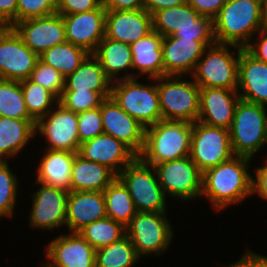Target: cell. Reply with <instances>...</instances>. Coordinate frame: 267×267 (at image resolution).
<instances>
[{
	"label": "cell",
	"mask_w": 267,
	"mask_h": 267,
	"mask_svg": "<svg viewBox=\"0 0 267 267\" xmlns=\"http://www.w3.org/2000/svg\"><path fill=\"white\" fill-rule=\"evenodd\" d=\"M251 160L243 156H233L230 160L206 170L202 177L201 197L208 198L216 211L250 197L253 177L248 169Z\"/></svg>",
	"instance_id": "cell-1"
},
{
	"label": "cell",
	"mask_w": 267,
	"mask_h": 267,
	"mask_svg": "<svg viewBox=\"0 0 267 267\" xmlns=\"http://www.w3.org/2000/svg\"><path fill=\"white\" fill-rule=\"evenodd\" d=\"M261 22L262 0H228L213 19L215 41L246 48Z\"/></svg>",
	"instance_id": "cell-2"
},
{
	"label": "cell",
	"mask_w": 267,
	"mask_h": 267,
	"mask_svg": "<svg viewBox=\"0 0 267 267\" xmlns=\"http://www.w3.org/2000/svg\"><path fill=\"white\" fill-rule=\"evenodd\" d=\"M192 129L193 123L188 121H158L146 128L144 148L138 157L154 167L189 156Z\"/></svg>",
	"instance_id": "cell-3"
},
{
	"label": "cell",
	"mask_w": 267,
	"mask_h": 267,
	"mask_svg": "<svg viewBox=\"0 0 267 267\" xmlns=\"http://www.w3.org/2000/svg\"><path fill=\"white\" fill-rule=\"evenodd\" d=\"M266 107L239 99L229 129L231 148L235 156L252 159L267 145Z\"/></svg>",
	"instance_id": "cell-4"
},
{
	"label": "cell",
	"mask_w": 267,
	"mask_h": 267,
	"mask_svg": "<svg viewBox=\"0 0 267 267\" xmlns=\"http://www.w3.org/2000/svg\"><path fill=\"white\" fill-rule=\"evenodd\" d=\"M236 48L237 55L229 51ZM242 48L236 45L215 43L207 46L191 74L200 88H226L237 90L239 56Z\"/></svg>",
	"instance_id": "cell-5"
},
{
	"label": "cell",
	"mask_w": 267,
	"mask_h": 267,
	"mask_svg": "<svg viewBox=\"0 0 267 267\" xmlns=\"http://www.w3.org/2000/svg\"><path fill=\"white\" fill-rule=\"evenodd\" d=\"M184 76L165 75L157 78L159 105L163 120H198L201 88L193 81H183Z\"/></svg>",
	"instance_id": "cell-6"
},
{
	"label": "cell",
	"mask_w": 267,
	"mask_h": 267,
	"mask_svg": "<svg viewBox=\"0 0 267 267\" xmlns=\"http://www.w3.org/2000/svg\"><path fill=\"white\" fill-rule=\"evenodd\" d=\"M136 79L129 78L112 82L110 96L125 112L148 128L162 120L157 78H152L153 85H143Z\"/></svg>",
	"instance_id": "cell-7"
},
{
	"label": "cell",
	"mask_w": 267,
	"mask_h": 267,
	"mask_svg": "<svg viewBox=\"0 0 267 267\" xmlns=\"http://www.w3.org/2000/svg\"><path fill=\"white\" fill-rule=\"evenodd\" d=\"M117 178L128 189L137 212H166V195L153 166L137 157Z\"/></svg>",
	"instance_id": "cell-8"
},
{
	"label": "cell",
	"mask_w": 267,
	"mask_h": 267,
	"mask_svg": "<svg viewBox=\"0 0 267 267\" xmlns=\"http://www.w3.org/2000/svg\"><path fill=\"white\" fill-rule=\"evenodd\" d=\"M153 30L161 36L215 40L213 19L201 16L188 2L152 15Z\"/></svg>",
	"instance_id": "cell-9"
},
{
	"label": "cell",
	"mask_w": 267,
	"mask_h": 267,
	"mask_svg": "<svg viewBox=\"0 0 267 267\" xmlns=\"http://www.w3.org/2000/svg\"><path fill=\"white\" fill-rule=\"evenodd\" d=\"M125 228L140 258L165 252L174 235L166 212H137Z\"/></svg>",
	"instance_id": "cell-10"
},
{
	"label": "cell",
	"mask_w": 267,
	"mask_h": 267,
	"mask_svg": "<svg viewBox=\"0 0 267 267\" xmlns=\"http://www.w3.org/2000/svg\"><path fill=\"white\" fill-rule=\"evenodd\" d=\"M189 156L202 173L230 160L235 155L229 129L194 122Z\"/></svg>",
	"instance_id": "cell-11"
},
{
	"label": "cell",
	"mask_w": 267,
	"mask_h": 267,
	"mask_svg": "<svg viewBox=\"0 0 267 267\" xmlns=\"http://www.w3.org/2000/svg\"><path fill=\"white\" fill-rule=\"evenodd\" d=\"M165 195L181 201L200 197L203 173L190 156L154 166Z\"/></svg>",
	"instance_id": "cell-12"
},
{
	"label": "cell",
	"mask_w": 267,
	"mask_h": 267,
	"mask_svg": "<svg viewBox=\"0 0 267 267\" xmlns=\"http://www.w3.org/2000/svg\"><path fill=\"white\" fill-rule=\"evenodd\" d=\"M35 130L47 138L48 146L45 149L78 153L80 142L77 113L66 109L59 102L36 121Z\"/></svg>",
	"instance_id": "cell-13"
},
{
	"label": "cell",
	"mask_w": 267,
	"mask_h": 267,
	"mask_svg": "<svg viewBox=\"0 0 267 267\" xmlns=\"http://www.w3.org/2000/svg\"><path fill=\"white\" fill-rule=\"evenodd\" d=\"M39 56L12 27L0 32V78L23 81L30 78Z\"/></svg>",
	"instance_id": "cell-14"
},
{
	"label": "cell",
	"mask_w": 267,
	"mask_h": 267,
	"mask_svg": "<svg viewBox=\"0 0 267 267\" xmlns=\"http://www.w3.org/2000/svg\"><path fill=\"white\" fill-rule=\"evenodd\" d=\"M12 28L38 56L55 45L67 42L63 17L57 13L18 21Z\"/></svg>",
	"instance_id": "cell-15"
},
{
	"label": "cell",
	"mask_w": 267,
	"mask_h": 267,
	"mask_svg": "<svg viewBox=\"0 0 267 267\" xmlns=\"http://www.w3.org/2000/svg\"><path fill=\"white\" fill-rule=\"evenodd\" d=\"M101 115L104 134L120 140L139 156L144 148L146 128L125 112L111 96L102 101Z\"/></svg>",
	"instance_id": "cell-16"
},
{
	"label": "cell",
	"mask_w": 267,
	"mask_h": 267,
	"mask_svg": "<svg viewBox=\"0 0 267 267\" xmlns=\"http://www.w3.org/2000/svg\"><path fill=\"white\" fill-rule=\"evenodd\" d=\"M35 183L41 186L31 195L33 197L29 219L31 228L53 230L65 226L69 192L36 181Z\"/></svg>",
	"instance_id": "cell-17"
},
{
	"label": "cell",
	"mask_w": 267,
	"mask_h": 267,
	"mask_svg": "<svg viewBox=\"0 0 267 267\" xmlns=\"http://www.w3.org/2000/svg\"><path fill=\"white\" fill-rule=\"evenodd\" d=\"M59 235L47 246L41 267H96V250L79 234Z\"/></svg>",
	"instance_id": "cell-18"
},
{
	"label": "cell",
	"mask_w": 267,
	"mask_h": 267,
	"mask_svg": "<svg viewBox=\"0 0 267 267\" xmlns=\"http://www.w3.org/2000/svg\"><path fill=\"white\" fill-rule=\"evenodd\" d=\"M215 43V40L183 39L173 35L163 37L164 76L193 74L206 47Z\"/></svg>",
	"instance_id": "cell-19"
},
{
	"label": "cell",
	"mask_w": 267,
	"mask_h": 267,
	"mask_svg": "<svg viewBox=\"0 0 267 267\" xmlns=\"http://www.w3.org/2000/svg\"><path fill=\"white\" fill-rule=\"evenodd\" d=\"M106 12L102 4L99 8L88 12L62 15L67 42L93 53L105 37Z\"/></svg>",
	"instance_id": "cell-20"
},
{
	"label": "cell",
	"mask_w": 267,
	"mask_h": 267,
	"mask_svg": "<svg viewBox=\"0 0 267 267\" xmlns=\"http://www.w3.org/2000/svg\"><path fill=\"white\" fill-rule=\"evenodd\" d=\"M78 154L106 166L116 176L138 157L120 140L104 133L80 144Z\"/></svg>",
	"instance_id": "cell-21"
},
{
	"label": "cell",
	"mask_w": 267,
	"mask_h": 267,
	"mask_svg": "<svg viewBox=\"0 0 267 267\" xmlns=\"http://www.w3.org/2000/svg\"><path fill=\"white\" fill-rule=\"evenodd\" d=\"M153 30L152 15L141 10H107L105 37L132 44Z\"/></svg>",
	"instance_id": "cell-22"
},
{
	"label": "cell",
	"mask_w": 267,
	"mask_h": 267,
	"mask_svg": "<svg viewBox=\"0 0 267 267\" xmlns=\"http://www.w3.org/2000/svg\"><path fill=\"white\" fill-rule=\"evenodd\" d=\"M240 97L237 90L201 88L199 122L230 129Z\"/></svg>",
	"instance_id": "cell-23"
},
{
	"label": "cell",
	"mask_w": 267,
	"mask_h": 267,
	"mask_svg": "<svg viewBox=\"0 0 267 267\" xmlns=\"http://www.w3.org/2000/svg\"><path fill=\"white\" fill-rule=\"evenodd\" d=\"M237 91L241 99L267 106V63L246 48H242L239 56Z\"/></svg>",
	"instance_id": "cell-24"
},
{
	"label": "cell",
	"mask_w": 267,
	"mask_h": 267,
	"mask_svg": "<svg viewBox=\"0 0 267 267\" xmlns=\"http://www.w3.org/2000/svg\"><path fill=\"white\" fill-rule=\"evenodd\" d=\"M107 217L103 191H69L65 226L79 232L86 225Z\"/></svg>",
	"instance_id": "cell-25"
},
{
	"label": "cell",
	"mask_w": 267,
	"mask_h": 267,
	"mask_svg": "<svg viewBox=\"0 0 267 267\" xmlns=\"http://www.w3.org/2000/svg\"><path fill=\"white\" fill-rule=\"evenodd\" d=\"M163 36L152 30L148 35L130 44L132 52V67L139 73L148 75L150 79L164 76V62L162 50Z\"/></svg>",
	"instance_id": "cell-26"
},
{
	"label": "cell",
	"mask_w": 267,
	"mask_h": 267,
	"mask_svg": "<svg viewBox=\"0 0 267 267\" xmlns=\"http://www.w3.org/2000/svg\"><path fill=\"white\" fill-rule=\"evenodd\" d=\"M39 162L36 182L71 191V171L76 152L45 150Z\"/></svg>",
	"instance_id": "cell-27"
},
{
	"label": "cell",
	"mask_w": 267,
	"mask_h": 267,
	"mask_svg": "<svg viewBox=\"0 0 267 267\" xmlns=\"http://www.w3.org/2000/svg\"><path fill=\"white\" fill-rule=\"evenodd\" d=\"M92 54L102 64L104 73L112 82L135 78V74L126 71L129 69L133 70L130 44L104 37ZM122 71H125L127 74L125 73L120 78L117 77Z\"/></svg>",
	"instance_id": "cell-28"
},
{
	"label": "cell",
	"mask_w": 267,
	"mask_h": 267,
	"mask_svg": "<svg viewBox=\"0 0 267 267\" xmlns=\"http://www.w3.org/2000/svg\"><path fill=\"white\" fill-rule=\"evenodd\" d=\"M34 119H14L0 116V161L16 156L35 137Z\"/></svg>",
	"instance_id": "cell-29"
},
{
	"label": "cell",
	"mask_w": 267,
	"mask_h": 267,
	"mask_svg": "<svg viewBox=\"0 0 267 267\" xmlns=\"http://www.w3.org/2000/svg\"><path fill=\"white\" fill-rule=\"evenodd\" d=\"M112 81L103 71L102 64L89 53L79 67L65 78L63 91L111 92Z\"/></svg>",
	"instance_id": "cell-30"
},
{
	"label": "cell",
	"mask_w": 267,
	"mask_h": 267,
	"mask_svg": "<svg viewBox=\"0 0 267 267\" xmlns=\"http://www.w3.org/2000/svg\"><path fill=\"white\" fill-rule=\"evenodd\" d=\"M117 176L106 166L75 155L71 191H104Z\"/></svg>",
	"instance_id": "cell-31"
},
{
	"label": "cell",
	"mask_w": 267,
	"mask_h": 267,
	"mask_svg": "<svg viewBox=\"0 0 267 267\" xmlns=\"http://www.w3.org/2000/svg\"><path fill=\"white\" fill-rule=\"evenodd\" d=\"M107 217L126 227L137 214L128 189L116 177L103 191Z\"/></svg>",
	"instance_id": "cell-32"
},
{
	"label": "cell",
	"mask_w": 267,
	"mask_h": 267,
	"mask_svg": "<svg viewBox=\"0 0 267 267\" xmlns=\"http://www.w3.org/2000/svg\"><path fill=\"white\" fill-rule=\"evenodd\" d=\"M88 54L84 48L65 42L46 50L39 59L66 78L79 67Z\"/></svg>",
	"instance_id": "cell-33"
},
{
	"label": "cell",
	"mask_w": 267,
	"mask_h": 267,
	"mask_svg": "<svg viewBox=\"0 0 267 267\" xmlns=\"http://www.w3.org/2000/svg\"><path fill=\"white\" fill-rule=\"evenodd\" d=\"M140 257L129 237L96 250V267H133Z\"/></svg>",
	"instance_id": "cell-34"
},
{
	"label": "cell",
	"mask_w": 267,
	"mask_h": 267,
	"mask_svg": "<svg viewBox=\"0 0 267 267\" xmlns=\"http://www.w3.org/2000/svg\"><path fill=\"white\" fill-rule=\"evenodd\" d=\"M79 234L97 250L123 238L126 228L121 223L105 217L86 225Z\"/></svg>",
	"instance_id": "cell-35"
},
{
	"label": "cell",
	"mask_w": 267,
	"mask_h": 267,
	"mask_svg": "<svg viewBox=\"0 0 267 267\" xmlns=\"http://www.w3.org/2000/svg\"><path fill=\"white\" fill-rule=\"evenodd\" d=\"M0 116L14 119H33L25 106L21 81L0 78Z\"/></svg>",
	"instance_id": "cell-36"
},
{
	"label": "cell",
	"mask_w": 267,
	"mask_h": 267,
	"mask_svg": "<svg viewBox=\"0 0 267 267\" xmlns=\"http://www.w3.org/2000/svg\"><path fill=\"white\" fill-rule=\"evenodd\" d=\"M21 87L26 109L35 121L45 116L58 103V98L52 92L29 78L21 81Z\"/></svg>",
	"instance_id": "cell-37"
},
{
	"label": "cell",
	"mask_w": 267,
	"mask_h": 267,
	"mask_svg": "<svg viewBox=\"0 0 267 267\" xmlns=\"http://www.w3.org/2000/svg\"><path fill=\"white\" fill-rule=\"evenodd\" d=\"M8 161H0V218L12 217L16 205L18 177L12 173Z\"/></svg>",
	"instance_id": "cell-38"
},
{
	"label": "cell",
	"mask_w": 267,
	"mask_h": 267,
	"mask_svg": "<svg viewBox=\"0 0 267 267\" xmlns=\"http://www.w3.org/2000/svg\"><path fill=\"white\" fill-rule=\"evenodd\" d=\"M111 92L63 91L58 102L74 113L92 110L101 106L102 101L110 97Z\"/></svg>",
	"instance_id": "cell-39"
},
{
	"label": "cell",
	"mask_w": 267,
	"mask_h": 267,
	"mask_svg": "<svg viewBox=\"0 0 267 267\" xmlns=\"http://www.w3.org/2000/svg\"><path fill=\"white\" fill-rule=\"evenodd\" d=\"M29 79L48 89L58 99L61 97L62 92L65 89V77L52 66L46 65L40 59L32 70Z\"/></svg>",
	"instance_id": "cell-40"
},
{
	"label": "cell",
	"mask_w": 267,
	"mask_h": 267,
	"mask_svg": "<svg viewBox=\"0 0 267 267\" xmlns=\"http://www.w3.org/2000/svg\"><path fill=\"white\" fill-rule=\"evenodd\" d=\"M80 144L104 133L101 106L77 113Z\"/></svg>",
	"instance_id": "cell-41"
},
{
	"label": "cell",
	"mask_w": 267,
	"mask_h": 267,
	"mask_svg": "<svg viewBox=\"0 0 267 267\" xmlns=\"http://www.w3.org/2000/svg\"><path fill=\"white\" fill-rule=\"evenodd\" d=\"M57 13V0H18L17 22Z\"/></svg>",
	"instance_id": "cell-42"
},
{
	"label": "cell",
	"mask_w": 267,
	"mask_h": 267,
	"mask_svg": "<svg viewBox=\"0 0 267 267\" xmlns=\"http://www.w3.org/2000/svg\"><path fill=\"white\" fill-rule=\"evenodd\" d=\"M103 0H57V14L71 15L99 8Z\"/></svg>",
	"instance_id": "cell-43"
},
{
	"label": "cell",
	"mask_w": 267,
	"mask_h": 267,
	"mask_svg": "<svg viewBox=\"0 0 267 267\" xmlns=\"http://www.w3.org/2000/svg\"><path fill=\"white\" fill-rule=\"evenodd\" d=\"M228 0H187L201 15L214 19Z\"/></svg>",
	"instance_id": "cell-44"
},
{
	"label": "cell",
	"mask_w": 267,
	"mask_h": 267,
	"mask_svg": "<svg viewBox=\"0 0 267 267\" xmlns=\"http://www.w3.org/2000/svg\"><path fill=\"white\" fill-rule=\"evenodd\" d=\"M17 1L0 0V20L7 27H12L17 22Z\"/></svg>",
	"instance_id": "cell-45"
},
{
	"label": "cell",
	"mask_w": 267,
	"mask_h": 267,
	"mask_svg": "<svg viewBox=\"0 0 267 267\" xmlns=\"http://www.w3.org/2000/svg\"><path fill=\"white\" fill-rule=\"evenodd\" d=\"M265 165L257 167L255 178H252V195L258 194L262 199L267 200V160Z\"/></svg>",
	"instance_id": "cell-46"
},
{
	"label": "cell",
	"mask_w": 267,
	"mask_h": 267,
	"mask_svg": "<svg viewBox=\"0 0 267 267\" xmlns=\"http://www.w3.org/2000/svg\"><path fill=\"white\" fill-rule=\"evenodd\" d=\"M224 267H267V257L246 250L237 262Z\"/></svg>",
	"instance_id": "cell-47"
},
{
	"label": "cell",
	"mask_w": 267,
	"mask_h": 267,
	"mask_svg": "<svg viewBox=\"0 0 267 267\" xmlns=\"http://www.w3.org/2000/svg\"><path fill=\"white\" fill-rule=\"evenodd\" d=\"M106 10H141L145 0H103Z\"/></svg>",
	"instance_id": "cell-48"
},
{
	"label": "cell",
	"mask_w": 267,
	"mask_h": 267,
	"mask_svg": "<svg viewBox=\"0 0 267 267\" xmlns=\"http://www.w3.org/2000/svg\"><path fill=\"white\" fill-rule=\"evenodd\" d=\"M258 34V42H251L246 49L257 59L267 63V32L260 30Z\"/></svg>",
	"instance_id": "cell-49"
},
{
	"label": "cell",
	"mask_w": 267,
	"mask_h": 267,
	"mask_svg": "<svg viewBox=\"0 0 267 267\" xmlns=\"http://www.w3.org/2000/svg\"><path fill=\"white\" fill-rule=\"evenodd\" d=\"M187 0H145L144 9L151 15L162 9L176 7L186 3Z\"/></svg>",
	"instance_id": "cell-50"
},
{
	"label": "cell",
	"mask_w": 267,
	"mask_h": 267,
	"mask_svg": "<svg viewBox=\"0 0 267 267\" xmlns=\"http://www.w3.org/2000/svg\"><path fill=\"white\" fill-rule=\"evenodd\" d=\"M260 30L267 32V6H262V22Z\"/></svg>",
	"instance_id": "cell-51"
},
{
	"label": "cell",
	"mask_w": 267,
	"mask_h": 267,
	"mask_svg": "<svg viewBox=\"0 0 267 267\" xmlns=\"http://www.w3.org/2000/svg\"><path fill=\"white\" fill-rule=\"evenodd\" d=\"M7 26L0 20V32L4 31Z\"/></svg>",
	"instance_id": "cell-52"
},
{
	"label": "cell",
	"mask_w": 267,
	"mask_h": 267,
	"mask_svg": "<svg viewBox=\"0 0 267 267\" xmlns=\"http://www.w3.org/2000/svg\"><path fill=\"white\" fill-rule=\"evenodd\" d=\"M262 6H267V0H262Z\"/></svg>",
	"instance_id": "cell-53"
}]
</instances>
